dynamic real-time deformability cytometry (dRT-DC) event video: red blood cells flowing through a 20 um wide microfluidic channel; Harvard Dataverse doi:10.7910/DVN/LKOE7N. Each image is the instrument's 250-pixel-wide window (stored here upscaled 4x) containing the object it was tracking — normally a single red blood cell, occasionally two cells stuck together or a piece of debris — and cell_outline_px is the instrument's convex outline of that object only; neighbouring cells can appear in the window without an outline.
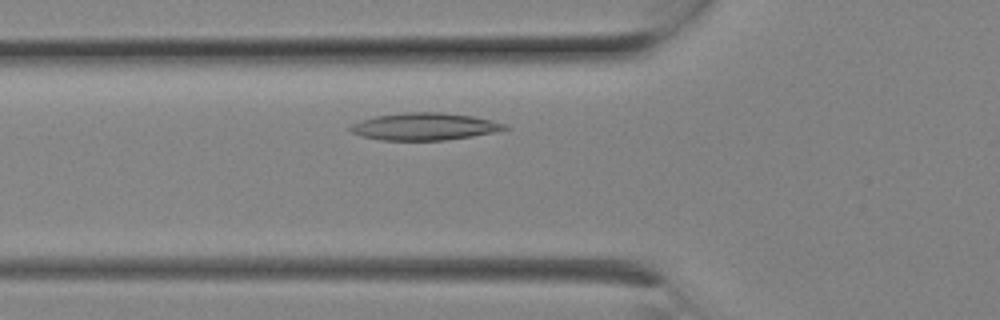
{"species": "Egyptian fruit bat (a non-hibernating species)", "species_latin": "Rousettus aegyptiacus", "temperature_condition": "room temperature", "stored_images_in_passage": 4, "camera_frame_rate_fps": 3000, "um_per_image_px": 0.085, "animal": {"sex": "female"}, "frame": {"image": 1, "passage_image": 4, "time_ms": 1.0, "image_size_px": [1000, 320], "cell_outline_px": [[508, 128], [492, 132], [472, 136], [444, 140], [380, 140], [360, 136], [352, 132], [348, 128], [352, 124], [360, 120], [376, 116], [404, 112], [440, 112], [472, 116], [492, 120], [508, 124]], "centroid_in_image_um": [36.05, 10.75], "position_along_channel_um": 89.7, "area_um2": 24.45}}